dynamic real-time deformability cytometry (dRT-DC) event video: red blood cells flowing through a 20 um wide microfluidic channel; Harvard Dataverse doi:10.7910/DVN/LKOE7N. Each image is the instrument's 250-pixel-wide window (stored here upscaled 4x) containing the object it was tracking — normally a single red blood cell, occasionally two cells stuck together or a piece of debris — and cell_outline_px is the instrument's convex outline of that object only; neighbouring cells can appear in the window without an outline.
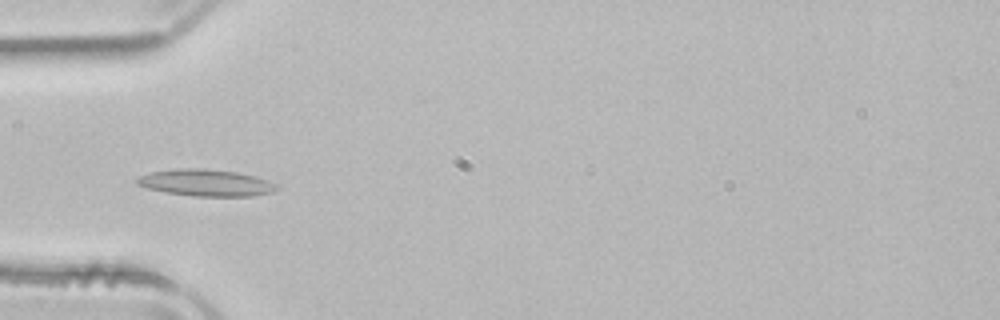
{"species": "common noctule bat (a hibernating species)", "species_latin": "Nyctalus noctula", "temperature_condition": "room temperature", "stored_images_in_passage": 46, "camera_frame_rate_fps": 3000, "um_per_image_px": 0.085, "animal": {"sex": "male", "body_mass_g": 21.5, "forearm_length_mm": 52.0}, "frame": {"image": 1, "passage_image": 16, "time_ms": 5.0, "image_size_px": [1000, 320], "cell_outline_px": [[280, 188], [272, 192], [252, 196], [196, 196], [164, 192], [148, 188], [136, 184], [136, 180], [140, 176], [152, 172], [176, 168], [204, 168], [236, 172], [252, 176], [264, 180]], "centroid_in_image_um": [17.45, 15.53], "position_along_channel_um": 67.6, "area_um2": 21.44}}
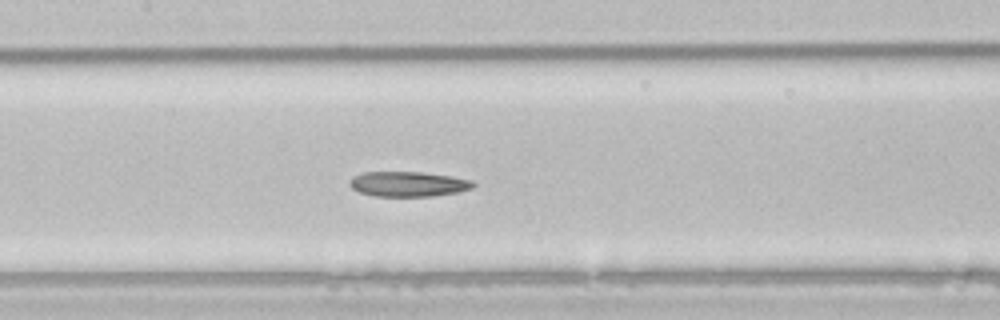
{"frame": {"image": 2, "passage_image": 24, "time_ms": 7.667, "image_size_px": [1000, 320], "cell_outline_px": [[476, 184], [472, 188], [460, 192], [432, 196], [372, 196], [360, 192], [352, 188], [348, 184], [348, 180], [352, 176], [364, 172], [420, 172], [448, 176], [472, 180]], "centroid_in_image_um": [34.66, 15.65], "position_along_channel_um": 172.7, "area_um2": 18.09}}
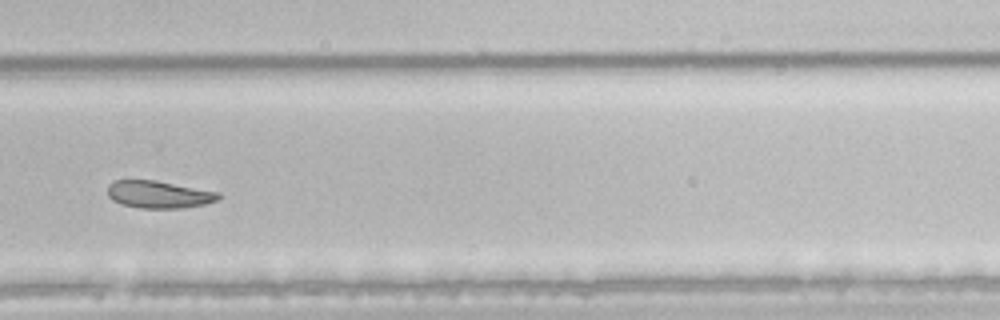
{"frame": {"image": 3, "passage_image": 35, "time_ms": 11.333, "image_size_px": [1000, 320], "cell_outline_px": [[220, 200], [204, 204], [180, 208], [140, 208], [124, 204], [112, 200], [108, 196], [108, 184], [112, 180], [156, 180], [220, 192]], "centroid_in_image_um": [13.51, 16.52], "position_along_channel_um": 316.3, "area_um2": 17.74}}